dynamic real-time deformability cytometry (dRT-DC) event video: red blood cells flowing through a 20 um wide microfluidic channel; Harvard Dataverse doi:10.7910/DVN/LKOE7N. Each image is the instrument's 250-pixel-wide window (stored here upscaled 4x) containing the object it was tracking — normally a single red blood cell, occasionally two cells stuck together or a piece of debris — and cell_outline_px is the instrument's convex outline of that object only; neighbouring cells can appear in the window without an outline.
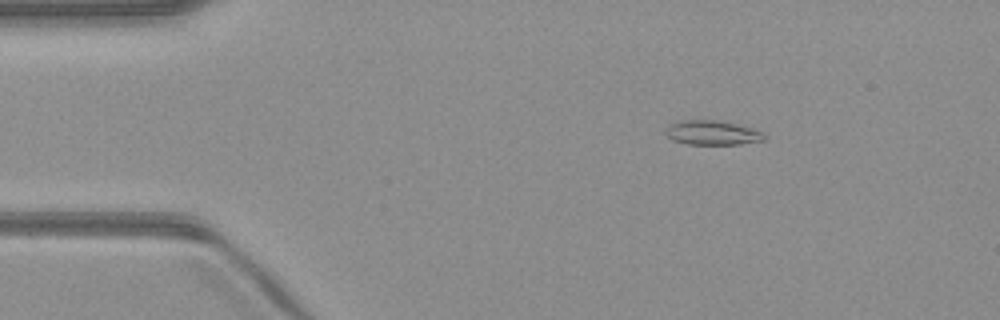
{"species": "common noctule bat (a hibernating species)", "species_latin": "Nyctalus noctula", "temperature_condition": "warm", "stored_images_in_passage": 51, "camera_frame_rate_fps": 3000, "um_per_image_px": 0.085, "animal": {"sex": "male", "body_mass_g": 23.1, "forearm_length_mm": 52.7}, "frame": {"image": 1, "passage_image": 8, "time_ms": 2.333, "image_size_px": [1000, 320], "cell_outline_px": [[764, 140], [740, 144], [688, 144], [672, 140], [664, 132], [668, 124], [680, 120], [716, 120], [736, 124], [752, 128], [760, 132], [764, 136]], "centroid_in_image_um": [60.47, 11.28], "position_along_channel_um": 24.5, "area_um2": 13.93}}
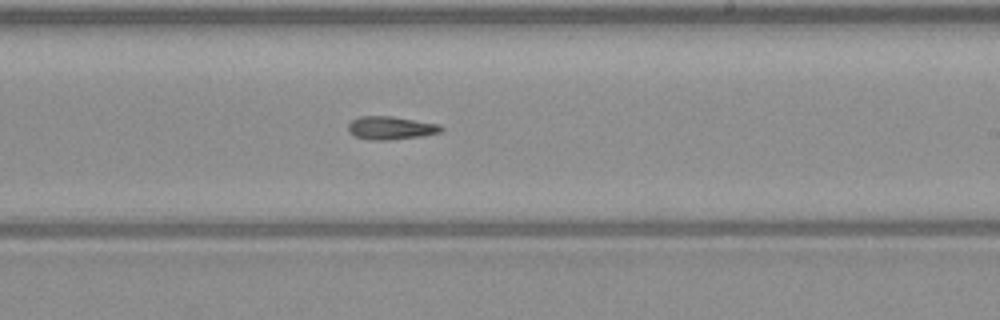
{"frame": {"image": 2, "passage_image": 30, "time_ms": 9.667, "image_size_px": [1000, 320], "cell_outline_px": [[444, 128], [440, 132], [420, 136], [388, 140], [372, 140], [352, 136], [348, 132], [348, 124], [352, 120], [360, 116], [392, 116], [440, 124]], "centroid_in_image_um": [33.18, 10.87], "position_along_channel_um": 255.8, "area_um2": 12.6}}
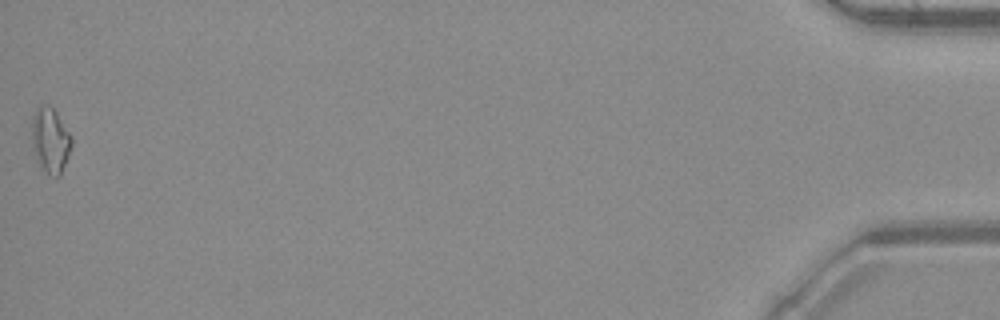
{"frame": {"image": 3, "passage_image": 51, "time_ms": 16.667, "image_size_px": [1000, 320], "cell_outline_px": [[72, 144], [68, 156], [60, 176], [56, 176], [48, 172], [36, 160], [32, 148], [32, 116], [36, 108], [40, 104], [48, 104], [56, 112], [72, 136]], "centroid_in_image_um": [4.27, 11.87], "position_along_channel_um": 430.9, "area_um2": 15.03}}